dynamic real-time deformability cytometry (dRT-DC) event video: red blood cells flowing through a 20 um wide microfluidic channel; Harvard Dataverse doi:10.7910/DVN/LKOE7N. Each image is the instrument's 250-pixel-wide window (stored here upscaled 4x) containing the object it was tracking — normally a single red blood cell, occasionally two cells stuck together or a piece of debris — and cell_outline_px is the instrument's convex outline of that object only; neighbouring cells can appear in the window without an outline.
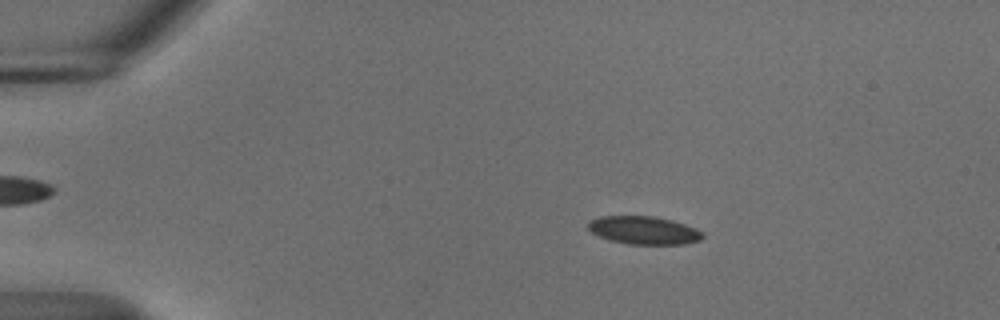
{"species": "common noctule bat (a hibernating species)", "species_latin": "Nyctalus noctula", "temperature_condition": "cold", "stored_images_in_passage": 55, "camera_frame_rate_fps": 3000, "um_per_image_px": 0.085, "animal": {"sex": "male", "body_mass_g": 18.8}, "frame": {"image": 1, "passage_image": 10, "time_ms": 3.0, "image_size_px": [1000, 320], "cell_outline_px": [[704, 236], [700, 240], [684, 244], [628, 244], [608, 240], [592, 232], [588, 228], [588, 220], [600, 216], [652, 216], [672, 220], [696, 228], [704, 232]], "centroid_in_image_um": [54.72, 19.57], "position_along_channel_um": 30.3, "area_um2": 18.79}}
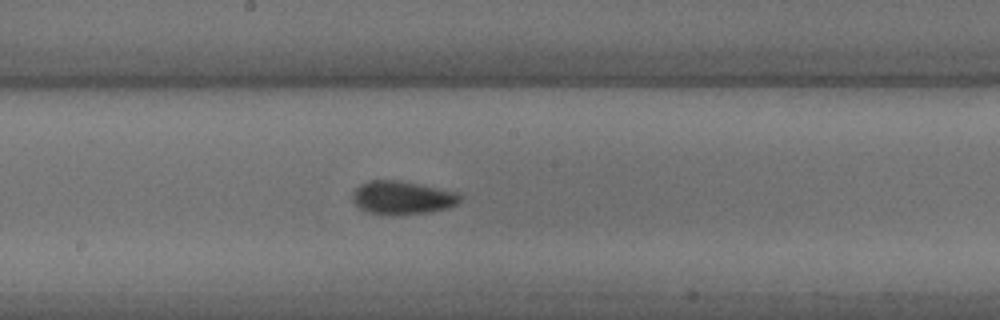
{"frame": {"image": 2, "passage_image": 30, "time_ms": 9.667, "image_size_px": [1000, 320], "cell_outline_px": [[460, 200], [456, 204], [448, 208], [428, 212], [368, 212], [360, 208], [352, 200], [352, 192], [360, 184], [368, 180], [396, 180], [420, 184], [456, 192], [460, 196]], "centroid_in_image_um": [34.17, 16.75], "position_along_channel_um": 214.0, "area_um2": 20.06}}
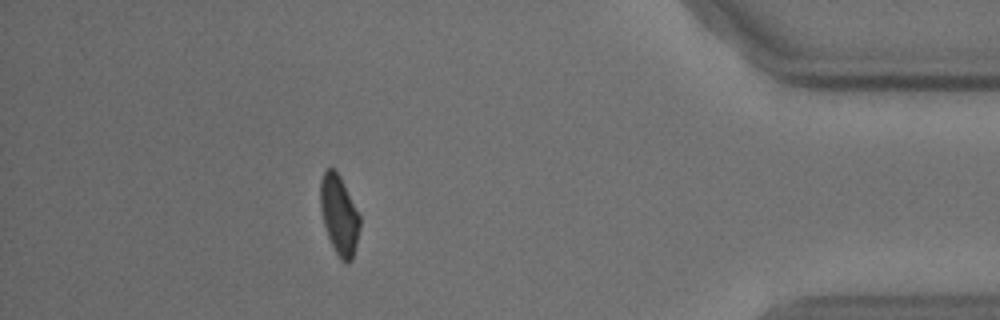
{"frame": {"image": 3, "passage_image": 49, "time_ms": 16.0, "image_size_px": [1000, 320], "cell_outline_px": [[360, 228], [356, 248], [352, 260], [348, 264], [340, 260], [328, 236], [324, 224], [320, 208], [320, 180], [324, 172], [328, 168], [332, 168], [340, 176], [360, 216]], "centroid_in_image_um": [28.84, 18.31], "position_along_channel_um": 406.4, "area_um2": 18.21}, "authors_computed_cell_mechanics": {"area_um2": 19.4208, "velocity_mm_per_s": 3.6863, "shape_relaxation_time_tau1_ms": 4.5727, "shape_relaxation_time_tau2_ms": 2.3448, "deformation_change_tau1": 0.1127, "deformation_change_tau2": 0.0607}}